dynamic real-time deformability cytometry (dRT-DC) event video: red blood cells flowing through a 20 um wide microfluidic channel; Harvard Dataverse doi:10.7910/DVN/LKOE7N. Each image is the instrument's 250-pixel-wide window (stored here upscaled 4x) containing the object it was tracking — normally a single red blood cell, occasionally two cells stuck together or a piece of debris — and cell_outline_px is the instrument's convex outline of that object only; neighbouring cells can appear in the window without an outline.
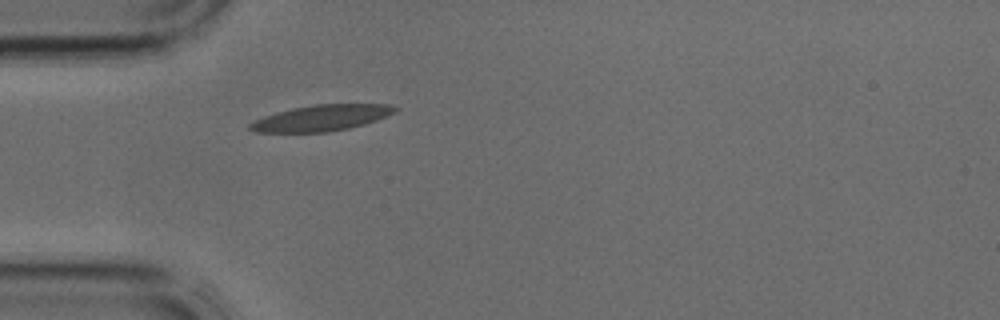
{"species": "common noctule bat (a hibernating species)", "species_latin": "Nyctalus noctula", "temperature_condition": "cold", "stored_images_in_passage": 1, "camera_frame_rate_fps": 3000, "um_per_image_px": 0.085, "animal": {"sex": "male", "body_mass_g": 17.9, "forearm_length_mm": 54.2}, "frame": {"image": 1, "passage_image": 1, "time_ms": 0.0, "image_size_px": [1000, 320], "cell_outline_px": [[400, 108], [396, 112], [388, 116], [364, 124], [348, 128], [328, 132], [256, 132], [248, 128], [248, 124], [264, 116], [276, 112], [292, 108], [316, 104], [392, 104]], "centroid_in_image_um": [27.36, 10.01], "position_along_channel_um": 57.6, "area_um2": 22.02}}